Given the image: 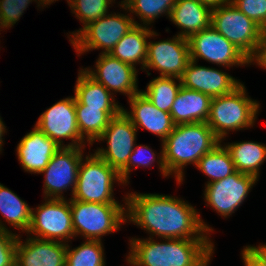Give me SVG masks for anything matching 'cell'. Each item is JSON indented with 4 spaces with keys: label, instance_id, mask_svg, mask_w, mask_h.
Here are the masks:
<instances>
[{
    "label": "cell",
    "instance_id": "6da1fadb",
    "mask_svg": "<svg viewBox=\"0 0 266 266\" xmlns=\"http://www.w3.org/2000/svg\"><path fill=\"white\" fill-rule=\"evenodd\" d=\"M126 218L152 236L172 239H210L212 228L185 201L159 194L129 193L125 198ZM206 232V233H205Z\"/></svg>",
    "mask_w": 266,
    "mask_h": 266
},
{
    "label": "cell",
    "instance_id": "7a4b0ae2",
    "mask_svg": "<svg viewBox=\"0 0 266 266\" xmlns=\"http://www.w3.org/2000/svg\"><path fill=\"white\" fill-rule=\"evenodd\" d=\"M149 239H130L127 257L131 266H208L213 253L209 239H172L165 242Z\"/></svg>",
    "mask_w": 266,
    "mask_h": 266
},
{
    "label": "cell",
    "instance_id": "3957f363",
    "mask_svg": "<svg viewBox=\"0 0 266 266\" xmlns=\"http://www.w3.org/2000/svg\"><path fill=\"white\" fill-rule=\"evenodd\" d=\"M221 141L206 122L175 125L162 142L159 168L163 176L175 174L177 182L183 181V168L197 165L200 158Z\"/></svg>",
    "mask_w": 266,
    "mask_h": 266
},
{
    "label": "cell",
    "instance_id": "277c9868",
    "mask_svg": "<svg viewBox=\"0 0 266 266\" xmlns=\"http://www.w3.org/2000/svg\"><path fill=\"white\" fill-rule=\"evenodd\" d=\"M258 110L259 103L247 97L240 84L231 93L212 98L206 123L222 141L227 131L253 126Z\"/></svg>",
    "mask_w": 266,
    "mask_h": 266
},
{
    "label": "cell",
    "instance_id": "5b68a950",
    "mask_svg": "<svg viewBox=\"0 0 266 266\" xmlns=\"http://www.w3.org/2000/svg\"><path fill=\"white\" fill-rule=\"evenodd\" d=\"M72 226L76 235L100 240L105 234L118 231L127 221L126 208L120 204H103L70 200Z\"/></svg>",
    "mask_w": 266,
    "mask_h": 266
},
{
    "label": "cell",
    "instance_id": "8992f818",
    "mask_svg": "<svg viewBox=\"0 0 266 266\" xmlns=\"http://www.w3.org/2000/svg\"><path fill=\"white\" fill-rule=\"evenodd\" d=\"M90 156V157H89ZM83 161V162H82ZM115 181L123 183L119 173L96 153L80 161L76 188L70 200L119 204L113 197Z\"/></svg>",
    "mask_w": 266,
    "mask_h": 266
},
{
    "label": "cell",
    "instance_id": "52a82bcc",
    "mask_svg": "<svg viewBox=\"0 0 266 266\" xmlns=\"http://www.w3.org/2000/svg\"><path fill=\"white\" fill-rule=\"evenodd\" d=\"M211 25L250 60L256 56L264 30L231 2L212 9Z\"/></svg>",
    "mask_w": 266,
    "mask_h": 266
},
{
    "label": "cell",
    "instance_id": "ba28073f",
    "mask_svg": "<svg viewBox=\"0 0 266 266\" xmlns=\"http://www.w3.org/2000/svg\"><path fill=\"white\" fill-rule=\"evenodd\" d=\"M134 25H140L132 17L124 14H109L72 32L71 44L77 54L93 49H104L102 53H110L119 40L128 33Z\"/></svg>",
    "mask_w": 266,
    "mask_h": 266
},
{
    "label": "cell",
    "instance_id": "9c48e42d",
    "mask_svg": "<svg viewBox=\"0 0 266 266\" xmlns=\"http://www.w3.org/2000/svg\"><path fill=\"white\" fill-rule=\"evenodd\" d=\"M35 209L33 211L32 208L31 223L27 234L32 233L35 235L34 238L62 243L63 240L66 241L75 236L70 201L67 202L65 198H48V201L46 200Z\"/></svg>",
    "mask_w": 266,
    "mask_h": 266
},
{
    "label": "cell",
    "instance_id": "30bf717a",
    "mask_svg": "<svg viewBox=\"0 0 266 266\" xmlns=\"http://www.w3.org/2000/svg\"><path fill=\"white\" fill-rule=\"evenodd\" d=\"M190 59L197 63L198 58L215 64L230 67L252 63L234 44L220 34L212 25L188 38Z\"/></svg>",
    "mask_w": 266,
    "mask_h": 266
},
{
    "label": "cell",
    "instance_id": "8fae6325",
    "mask_svg": "<svg viewBox=\"0 0 266 266\" xmlns=\"http://www.w3.org/2000/svg\"><path fill=\"white\" fill-rule=\"evenodd\" d=\"M137 129L121 111L109 120L103 134L97 139L107 141V149L99 148L96 154L118 173L127 165L133 152Z\"/></svg>",
    "mask_w": 266,
    "mask_h": 266
},
{
    "label": "cell",
    "instance_id": "7c38bea8",
    "mask_svg": "<svg viewBox=\"0 0 266 266\" xmlns=\"http://www.w3.org/2000/svg\"><path fill=\"white\" fill-rule=\"evenodd\" d=\"M84 147H62L59 149L46 168L41 172L45 174V199H64L63 190L72 188V195L76 188L78 170Z\"/></svg>",
    "mask_w": 266,
    "mask_h": 266
},
{
    "label": "cell",
    "instance_id": "4fadbf2b",
    "mask_svg": "<svg viewBox=\"0 0 266 266\" xmlns=\"http://www.w3.org/2000/svg\"><path fill=\"white\" fill-rule=\"evenodd\" d=\"M44 134L62 147H83L84 138L81 136L75 112V97H68L52 105L41 114L36 125ZM62 138L72 142L63 145Z\"/></svg>",
    "mask_w": 266,
    "mask_h": 266
},
{
    "label": "cell",
    "instance_id": "5bb4252c",
    "mask_svg": "<svg viewBox=\"0 0 266 266\" xmlns=\"http://www.w3.org/2000/svg\"><path fill=\"white\" fill-rule=\"evenodd\" d=\"M256 181L255 176L236 171L206 184L204 198L217 213L227 217L239 208Z\"/></svg>",
    "mask_w": 266,
    "mask_h": 266
},
{
    "label": "cell",
    "instance_id": "9a60e30c",
    "mask_svg": "<svg viewBox=\"0 0 266 266\" xmlns=\"http://www.w3.org/2000/svg\"><path fill=\"white\" fill-rule=\"evenodd\" d=\"M190 60L188 38L176 35L173 39L148 42L144 69H156L161 77L180 79Z\"/></svg>",
    "mask_w": 266,
    "mask_h": 266
},
{
    "label": "cell",
    "instance_id": "2e32d148",
    "mask_svg": "<svg viewBox=\"0 0 266 266\" xmlns=\"http://www.w3.org/2000/svg\"><path fill=\"white\" fill-rule=\"evenodd\" d=\"M87 73L101 83L109 92H121L130 99L140 92L137 89V70L134 66L120 61L109 53H101L96 61V69ZM97 71V72H96ZM111 90V91H110Z\"/></svg>",
    "mask_w": 266,
    "mask_h": 266
},
{
    "label": "cell",
    "instance_id": "e0dca14e",
    "mask_svg": "<svg viewBox=\"0 0 266 266\" xmlns=\"http://www.w3.org/2000/svg\"><path fill=\"white\" fill-rule=\"evenodd\" d=\"M184 88L205 93L211 98L231 93L241 83L215 68L197 66L189 60L181 78Z\"/></svg>",
    "mask_w": 266,
    "mask_h": 266
},
{
    "label": "cell",
    "instance_id": "ac0fdd59",
    "mask_svg": "<svg viewBox=\"0 0 266 266\" xmlns=\"http://www.w3.org/2000/svg\"><path fill=\"white\" fill-rule=\"evenodd\" d=\"M66 242L31 237L23 243L18 236L15 266H65Z\"/></svg>",
    "mask_w": 266,
    "mask_h": 266
},
{
    "label": "cell",
    "instance_id": "d6986e66",
    "mask_svg": "<svg viewBox=\"0 0 266 266\" xmlns=\"http://www.w3.org/2000/svg\"><path fill=\"white\" fill-rule=\"evenodd\" d=\"M61 147L37 126L27 133L17 145V156L27 172L41 174L50 159Z\"/></svg>",
    "mask_w": 266,
    "mask_h": 266
},
{
    "label": "cell",
    "instance_id": "ffe728a7",
    "mask_svg": "<svg viewBox=\"0 0 266 266\" xmlns=\"http://www.w3.org/2000/svg\"><path fill=\"white\" fill-rule=\"evenodd\" d=\"M131 112L122 108L123 113L131 120L136 129L143 127L161 137L162 142L173 131L171 114L156 108L148 98L140 91L130 99Z\"/></svg>",
    "mask_w": 266,
    "mask_h": 266
},
{
    "label": "cell",
    "instance_id": "44dd1931",
    "mask_svg": "<svg viewBox=\"0 0 266 266\" xmlns=\"http://www.w3.org/2000/svg\"><path fill=\"white\" fill-rule=\"evenodd\" d=\"M212 98L181 86L170 110L175 125L206 122Z\"/></svg>",
    "mask_w": 266,
    "mask_h": 266
},
{
    "label": "cell",
    "instance_id": "7402d4cb",
    "mask_svg": "<svg viewBox=\"0 0 266 266\" xmlns=\"http://www.w3.org/2000/svg\"><path fill=\"white\" fill-rule=\"evenodd\" d=\"M169 18L182 30L178 35L189 38L211 26L212 8L197 0H176Z\"/></svg>",
    "mask_w": 266,
    "mask_h": 266
},
{
    "label": "cell",
    "instance_id": "603a6c76",
    "mask_svg": "<svg viewBox=\"0 0 266 266\" xmlns=\"http://www.w3.org/2000/svg\"><path fill=\"white\" fill-rule=\"evenodd\" d=\"M157 35L149 27L143 25H134L119 42L114 46L109 54L122 62L135 67V64L141 63V69H144L147 58L148 42L147 38Z\"/></svg>",
    "mask_w": 266,
    "mask_h": 266
},
{
    "label": "cell",
    "instance_id": "cb8c5ba5",
    "mask_svg": "<svg viewBox=\"0 0 266 266\" xmlns=\"http://www.w3.org/2000/svg\"><path fill=\"white\" fill-rule=\"evenodd\" d=\"M75 85V104L86 107L100 108V110H122L111 94L101 83L93 79L85 70L81 69Z\"/></svg>",
    "mask_w": 266,
    "mask_h": 266
},
{
    "label": "cell",
    "instance_id": "d4e9b609",
    "mask_svg": "<svg viewBox=\"0 0 266 266\" xmlns=\"http://www.w3.org/2000/svg\"><path fill=\"white\" fill-rule=\"evenodd\" d=\"M121 111L100 110V108L75 104L76 120L81 136L86 138L87 142L92 145L103 134L109 124V120L117 116Z\"/></svg>",
    "mask_w": 266,
    "mask_h": 266
},
{
    "label": "cell",
    "instance_id": "484cf974",
    "mask_svg": "<svg viewBox=\"0 0 266 266\" xmlns=\"http://www.w3.org/2000/svg\"><path fill=\"white\" fill-rule=\"evenodd\" d=\"M229 151L236 171L259 177V168L266 159V145L244 141L225 146Z\"/></svg>",
    "mask_w": 266,
    "mask_h": 266
},
{
    "label": "cell",
    "instance_id": "4316f807",
    "mask_svg": "<svg viewBox=\"0 0 266 266\" xmlns=\"http://www.w3.org/2000/svg\"><path fill=\"white\" fill-rule=\"evenodd\" d=\"M0 212L10 225L27 233L31 223L32 209L1 183Z\"/></svg>",
    "mask_w": 266,
    "mask_h": 266
},
{
    "label": "cell",
    "instance_id": "83f0119b",
    "mask_svg": "<svg viewBox=\"0 0 266 266\" xmlns=\"http://www.w3.org/2000/svg\"><path fill=\"white\" fill-rule=\"evenodd\" d=\"M196 167L211 179L207 184L224 179L236 172L229 151L220 143L211 151L204 154L198 161Z\"/></svg>",
    "mask_w": 266,
    "mask_h": 266
},
{
    "label": "cell",
    "instance_id": "f1b7e54d",
    "mask_svg": "<svg viewBox=\"0 0 266 266\" xmlns=\"http://www.w3.org/2000/svg\"><path fill=\"white\" fill-rule=\"evenodd\" d=\"M176 84L174 77H157L149 82L146 91H141L159 110L169 112L181 88V80Z\"/></svg>",
    "mask_w": 266,
    "mask_h": 266
},
{
    "label": "cell",
    "instance_id": "f546056e",
    "mask_svg": "<svg viewBox=\"0 0 266 266\" xmlns=\"http://www.w3.org/2000/svg\"><path fill=\"white\" fill-rule=\"evenodd\" d=\"M104 250L100 240H88L71 249L67 244L65 266H105Z\"/></svg>",
    "mask_w": 266,
    "mask_h": 266
},
{
    "label": "cell",
    "instance_id": "4dcf8cb0",
    "mask_svg": "<svg viewBox=\"0 0 266 266\" xmlns=\"http://www.w3.org/2000/svg\"><path fill=\"white\" fill-rule=\"evenodd\" d=\"M175 2L176 0H123L120 5L125 10L139 15L143 24L149 25L163 13L169 17Z\"/></svg>",
    "mask_w": 266,
    "mask_h": 266
},
{
    "label": "cell",
    "instance_id": "1f68e13d",
    "mask_svg": "<svg viewBox=\"0 0 266 266\" xmlns=\"http://www.w3.org/2000/svg\"><path fill=\"white\" fill-rule=\"evenodd\" d=\"M111 1L113 2V0H68L67 2L85 27L106 15Z\"/></svg>",
    "mask_w": 266,
    "mask_h": 266
},
{
    "label": "cell",
    "instance_id": "d6a6232c",
    "mask_svg": "<svg viewBox=\"0 0 266 266\" xmlns=\"http://www.w3.org/2000/svg\"><path fill=\"white\" fill-rule=\"evenodd\" d=\"M31 1L33 0H0V27L7 29L12 27L22 16ZM37 3L39 4L38 6L40 4L47 5L44 0H38Z\"/></svg>",
    "mask_w": 266,
    "mask_h": 266
},
{
    "label": "cell",
    "instance_id": "836d02e7",
    "mask_svg": "<svg viewBox=\"0 0 266 266\" xmlns=\"http://www.w3.org/2000/svg\"><path fill=\"white\" fill-rule=\"evenodd\" d=\"M231 3L266 31V0H231Z\"/></svg>",
    "mask_w": 266,
    "mask_h": 266
},
{
    "label": "cell",
    "instance_id": "e575fe53",
    "mask_svg": "<svg viewBox=\"0 0 266 266\" xmlns=\"http://www.w3.org/2000/svg\"><path fill=\"white\" fill-rule=\"evenodd\" d=\"M133 152L131 153L127 165L119 172L120 178L123 184L128 182L129 174L132 167L144 166L147 167L152 164L155 159V153L149 148V146L135 144ZM146 153V155H145ZM150 154L148 156V154Z\"/></svg>",
    "mask_w": 266,
    "mask_h": 266
},
{
    "label": "cell",
    "instance_id": "d590c367",
    "mask_svg": "<svg viewBox=\"0 0 266 266\" xmlns=\"http://www.w3.org/2000/svg\"><path fill=\"white\" fill-rule=\"evenodd\" d=\"M17 239L18 235L0 222V266H15Z\"/></svg>",
    "mask_w": 266,
    "mask_h": 266
},
{
    "label": "cell",
    "instance_id": "8d00e7d4",
    "mask_svg": "<svg viewBox=\"0 0 266 266\" xmlns=\"http://www.w3.org/2000/svg\"><path fill=\"white\" fill-rule=\"evenodd\" d=\"M241 252L245 266H266V263L249 246Z\"/></svg>",
    "mask_w": 266,
    "mask_h": 266
},
{
    "label": "cell",
    "instance_id": "74e56055",
    "mask_svg": "<svg viewBox=\"0 0 266 266\" xmlns=\"http://www.w3.org/2000/svg\"><path fill=\"white\" fill-rule=\"evenodd\" d=\"M257 62L260 67L266 68V31H264L259 50L251 62Z\"/></svg>",
    "mask_w": 266,
    "mask_h": 266
},
{
    "label": "cell",
    "instance_id": "f35d334b",
    "mask_svg": "<svg viewBox=\"0 0 266 266\" xmlns=\"http://www.w3.org/2000/svg\"><path fill=\"white\" fill-rule=\"evenodd\" d=\"M197 1L209 6L212 9L231 2V0H197Z\"/></svg>",
    "mask_w": 266,
    "mask_h": 266
},
{
    "label": "cell",
    "instance_id": "ab89813d",
    "mask_svg": "<svg viewBox=\"0 0 266 266\" xmlns=\"http://www.w3.org/2000/svg\"><path fill=\"white\" fill-rule=\"evenodd\" d=\"M266 263V245L249 246Z\"/></svg>",
    "mask_w": 266,
    "mask_h": 266
},
{
    "label": "cell",
    "instance_id": "60d3db41",
    "mask_svg": "<svg viewBox=\"0 0 266 266\" xmlns=\"http://www.w3.org/2000/svg\"><path fill=\"white\" fill-rule=\"evenodd\" d=\"M5 128L6 127H5L2 119L0 118V151L2 150L1 148H2V144H3V138L2 137H3V134L6 132Z\"/></svg>",
    "mask_w": 266,
    "mask_h": 266
},
{
    "label": "cell",
    "instance_id": "b9f144b4",
    "mask_svg": "<svg viewBox=\"0 0 266 266\" xmlns=\"http://www.w3.org/2000/svg\"><path fill=\"white\" fill-rule=\"evenodd\" d=\"M46 3H47V5H50L51 3H53L54 1H56V0H44ZM58 1V0H57Z\"/></svg>",
    "mask_w": 266,
    "mask_h": 266
}]
</instances>
